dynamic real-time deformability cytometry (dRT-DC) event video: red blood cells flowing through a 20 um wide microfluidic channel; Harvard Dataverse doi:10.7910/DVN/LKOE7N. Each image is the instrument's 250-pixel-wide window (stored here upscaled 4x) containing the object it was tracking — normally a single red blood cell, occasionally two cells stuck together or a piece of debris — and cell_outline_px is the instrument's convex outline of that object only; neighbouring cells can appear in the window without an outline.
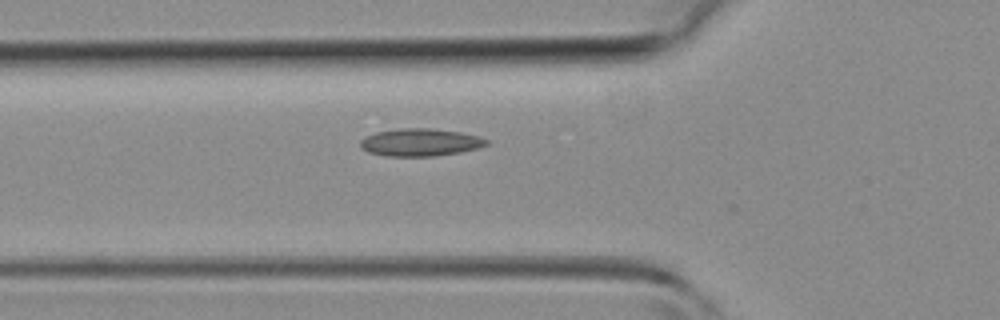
{"species": "common noctule bat (a hibernating species)", "species_latin": "Nyctalus noctula", "temperature_condition": "room temperature", "stored_images_in_passage": 32, "camera_frame_rate_fps": 3000, "um_per_image_px": 0.085, "animal": {"sex": "female", "body_mass_g": 19.3, "forearm_length_mm": 54.1}, "frame": {"image": 1, "passage_image": 4, "time_ms": 1.0, "image_size_px": [1000, 320], "cell_outline_px": [[488, 144], [476, 148], [460, 152], [432, 156], [388, 156], [368, 152], [360, 148], [360, 140], [376, 132], [400, 128], [428, 128], [460, 132], [480, 136], [488, 140]], "centroid_in_image_um": [35.71, 12.1], "position_along_channel_um": 90.1, "area_um2": 20.11}}
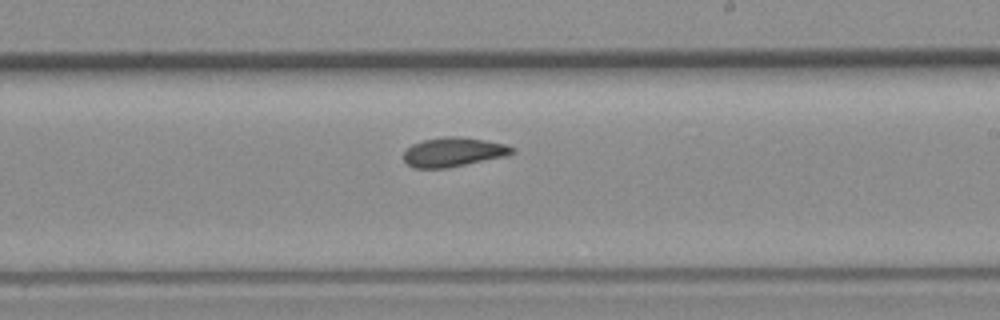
{"frame": {"image": 2, "passage_image": 14, "time_ms": 4.333, "image_size_px": [1000, 320], "cell_outline_px": [[516, 152], [504, 156], [448, 168], [412, 168], [404, 160], [404, 152], [412, 144], [424, 140], [448, 136], [460, 136], [484, 140], [504, 144], [516, 148]], "centroid_in_image_um": [38.54, 12.93], "position_along_channel_um": 250.5, "area_um2": 18.38}}
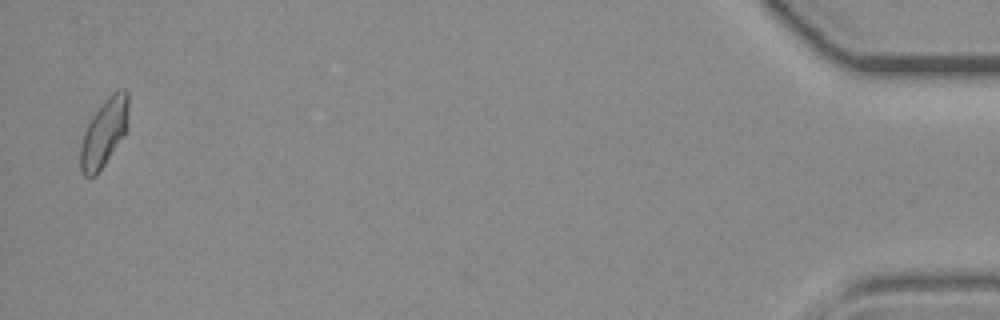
{"frame": {"image": 3, "passage_image": 31, "time_ms": 10.0, "image_size_px": [1000, 320], "cell_outline_px": [[128, 128], [96, 176], [84, 176], [80, 172], [80, 148], [84, 132], [92, 116], [104, 100], [112, 92], [120, 88], [124, 88], [128, 92]], "centroid_in_image_um": [8.85, 11.25], "position_along_channel_um": 426.4, "area_um2": 18.96}}